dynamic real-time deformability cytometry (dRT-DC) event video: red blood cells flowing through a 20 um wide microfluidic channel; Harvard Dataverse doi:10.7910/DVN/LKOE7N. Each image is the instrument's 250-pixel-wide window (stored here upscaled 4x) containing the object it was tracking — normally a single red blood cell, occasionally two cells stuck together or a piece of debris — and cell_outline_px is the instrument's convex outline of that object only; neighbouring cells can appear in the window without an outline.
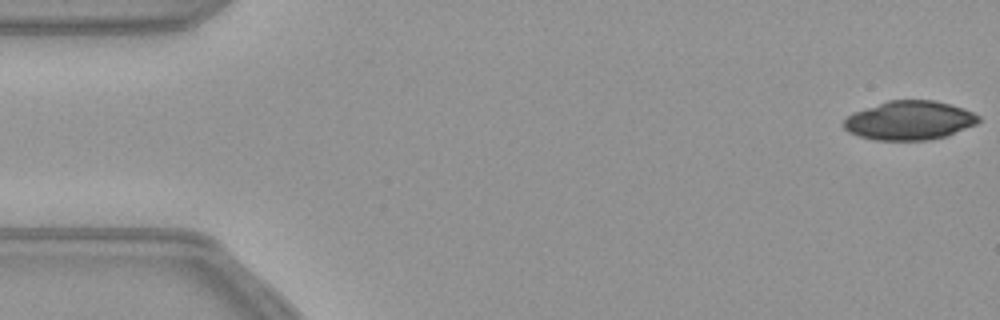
{"species": "common noctule bat (a hibernating species)", "species_latin": "Nyctalus noctula", "temperature_condition": "warm", "stored_images_in_passage": 48, "camera_frame_rate_fps": 3000, "um_per_image_px": 0.085, "animal": {"sex": "female", "body_mass_g": 21.9}, "frame": {"image": 1, "passage_image": 1, "time_ms": 0.0, "image_size_px": [1000, 320], "cell_outline_px": [[980, 120], [976, 124], [948, 136], [928, 140], [872, 140], [848, 132], [844, 128], [844, 120], [852, 112], [888, 100], [932, 100], [964, 108], [980, 116]], "centroid_in_image_um": [77.3, 10.24], "position_along_channel_um": 7.7, "area_um2": 30.69}}